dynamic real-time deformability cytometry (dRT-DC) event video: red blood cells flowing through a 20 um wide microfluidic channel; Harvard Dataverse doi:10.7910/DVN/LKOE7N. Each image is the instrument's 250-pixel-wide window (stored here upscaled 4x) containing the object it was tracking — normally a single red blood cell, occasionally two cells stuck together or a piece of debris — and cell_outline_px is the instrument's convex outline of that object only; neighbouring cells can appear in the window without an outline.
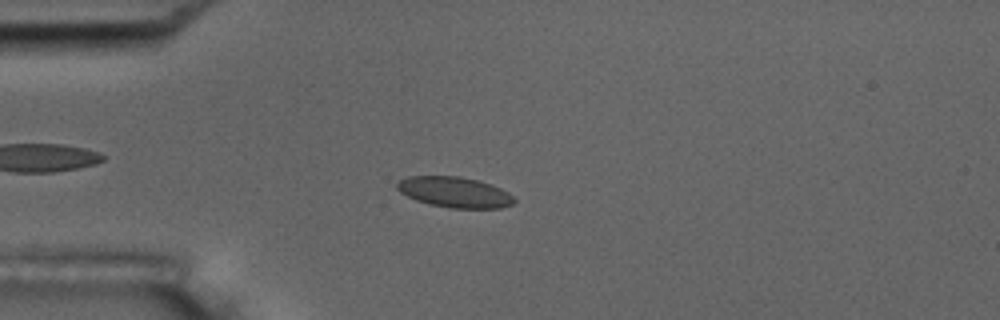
{"species": "common noctule bat (a hibernating species)", "species_latin": "Nyctalus noctula", "temperature_condition": "room temperature", "stored_images_in_passage": 5, "camera_frame_rate_fps": 3000, "um_per_image_px": 0.085, "animal": {"sex": "male", "body_mass_g": 17.5, "forearm_length_mm": 52.3}, "frame": {"image": 1, "passage_image": 5, "time_ms": 4.667, "image_size_px": [1000, 320], "cell_outline_px": [[516, 200], [512, 204], [500, 208], [448, 208], [416, 200], [400, 192], [396, 188], [396, 184], [400, 180], [408, 176], [460, 176], [492, 184], [508, 192]], "centroid_in_image_um": [38.64, 16.33], "position_along_channel_um": 46.4, "area_um2": 20.81}}